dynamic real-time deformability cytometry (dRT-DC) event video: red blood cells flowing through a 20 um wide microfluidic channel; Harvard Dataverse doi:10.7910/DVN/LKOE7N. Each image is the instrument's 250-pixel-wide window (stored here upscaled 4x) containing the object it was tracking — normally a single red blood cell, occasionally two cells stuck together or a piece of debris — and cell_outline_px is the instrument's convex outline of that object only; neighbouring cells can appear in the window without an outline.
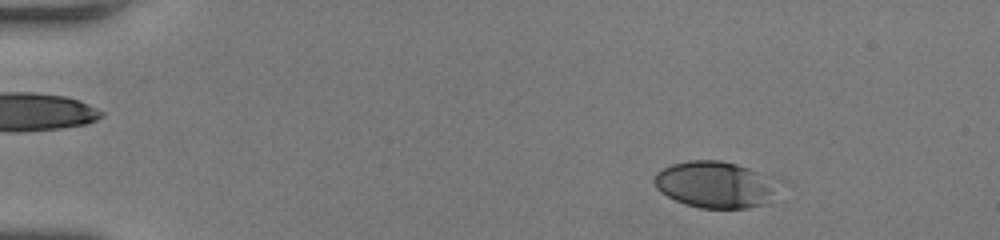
{"species": "human", "species_latin": "Homo sapiens", "temperature_condition": "room temperature", "stored_images_in_passage": 49, "camera_frame_rate_fps": 3000, "um_per_image_px": 0.085, "donor": {"sex": "female"}, "frame": {"image": 1, "passage_image": 6, "time_ms": 1.667, "image_size_px": [1000, 240], "cell_outline_px": [[788, 180], [772, 204], [748, 208], [700, 208], [684, 204], [660, 192], [656, 188], [652, 180], [656, 172], [660, 168], [672, 164], [688, 160], [720, 160], [736, 164]], "centroid_in_image_um": [60.99, 15.7], "position_along_channel_um": 24.0, "area_um2": 35.55}}
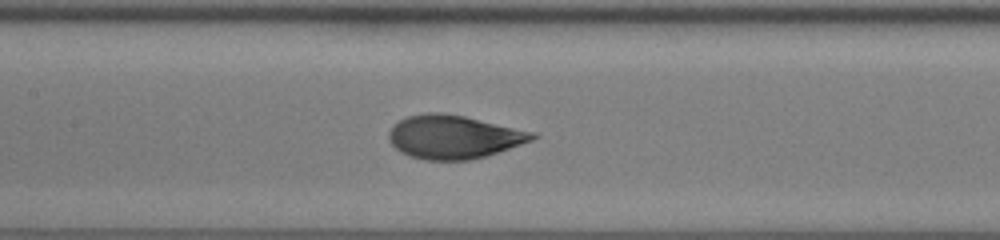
{"frame": {"image": 2, "passage_image": 24, "time_ms": 7.667, "image_size_px": [1000, 240], "cell_outline_px": [[540, 136], [532, 140], [484, 156], [468, 160], [424, 160], [408, 156], [400, 152], [388, 140], [388, 132], [400, 120], [408, 116], [428, 112], [440, 112], [464, 116], [536, 132]], "centroid_in_image_um": [38.55, 11.63], "position_along_channel_um": 168.9, "area_um2": 36.18}}
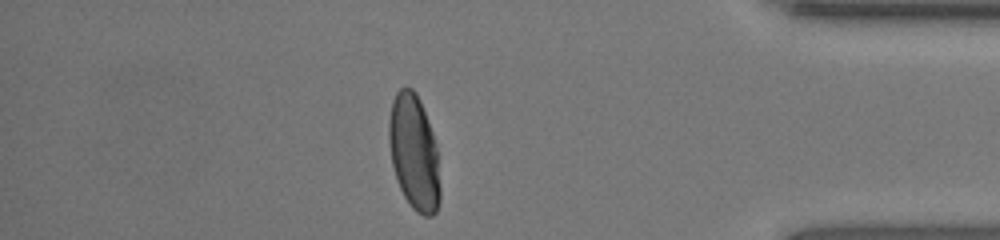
{"frame": {"image": 3, "passage_image": 43, "time_ms": 14.0, "image_size_px": [1000, 240], "cell_outline_px": [[440, 200], [436, 212], [432, 216], [424, 216], [416, 212], [412, 208], [404, 196], [396, 180], [392, 164], [388, 140], [388, 120], [392, 100], [396, 92], [400, 88], [412, 88], [416, 92], [420, 100], [432, 132], [436, 148], [440, 188]], "centroid_in_image_um": [35.17, 12.97], "position_along_channel_um": 400.0, "area_um2": 34.45}, "authors_computed_cell_mechanics": {"area_um2": 35.547, "velocity_mm_per_s": 4.1135, "shape_relaxation_time_tau1_ms": 4.3071, "shape_relaxation_time_tau2_ms": null, "deformation_change_tau1": 0.2061, "deformation_change_tau2": null}}